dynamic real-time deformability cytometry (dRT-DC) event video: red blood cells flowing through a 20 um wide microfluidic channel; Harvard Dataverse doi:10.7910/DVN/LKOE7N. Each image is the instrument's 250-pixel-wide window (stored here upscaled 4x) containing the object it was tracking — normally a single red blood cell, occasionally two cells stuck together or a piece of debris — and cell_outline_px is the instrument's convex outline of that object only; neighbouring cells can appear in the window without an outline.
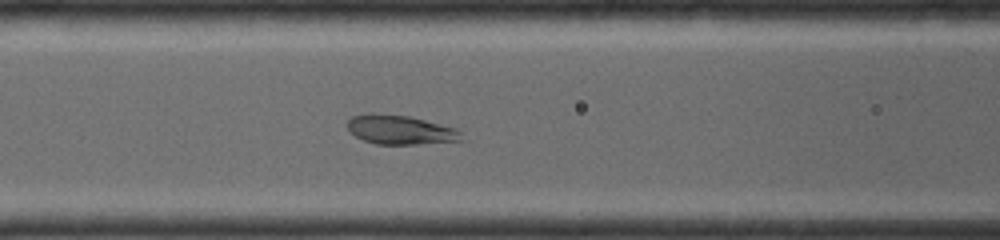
{"species": "common noctule bat (a hibernating species)", "species_latin": "Nyctalus noctula", "temperature_condition": "room temperature", "stored_images_in_passage": 21, "camera_frame_rate_fps": 4000, "um_per_image_px": 0.085, "animal": {"sex": "female", "body_mass_g": 19.0, "forearm_length_mm": 56.7}, "frame": {"image": 1, "passage_image": 7, "time_ms": 2.75, "image_size_px": [1000, 240], "cell_outline_px": [[456, 140], [412, 144], [376, 144], [364, 140], [356, 136], [348, 128], [348, 120], [352, 116], [408, 116], [424, 120], [452, 128], [456, 132]], "centroid_in_image_um": [33.91, 11.06], "position_along_channel_um": 132.7, "area_um2": 17.69}}
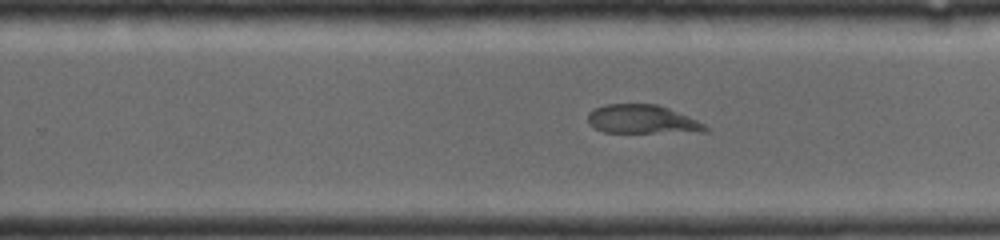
{"frame": {"image": 2, "passage_image": 15, "time_ms": 6.0, "image_size_px": [1000, 240], "cell_outline_px": [[708, 132], [604, 132], [596, 128], [588, 120], [588, 112], [604, 104], [656, 104], [668, 108], [688, 116], [704, 124], [708, 128]], "centroid_in_image_um": [54.6, 10.14], "position_along_channel_um": 275.2, "area_um2": 19.42}}
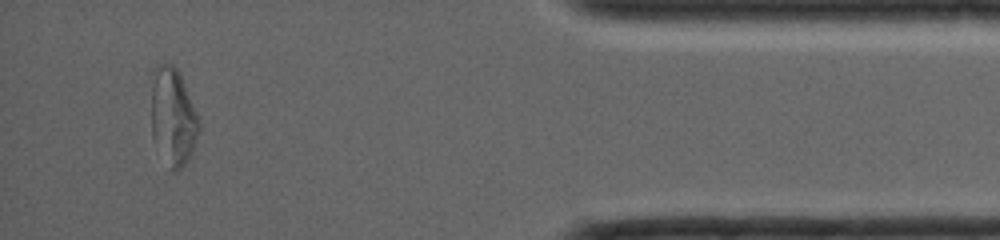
{"frame": {"image": 3, "passage_image": 21, "time_ms": 10.0, "image_size_px": [1000, 240], "cell_outline_px": [[200, 128], [192, 148], [184, 164], [180, 168], [172, 168], [152, 136], [152, 68], [156, 64], [172, 64], [180, 72], [200, 120]], "centroid_in_image_um": [14.7, 9.78], "position_along_channel_um": 420.5, "area_um2": 26.36}}